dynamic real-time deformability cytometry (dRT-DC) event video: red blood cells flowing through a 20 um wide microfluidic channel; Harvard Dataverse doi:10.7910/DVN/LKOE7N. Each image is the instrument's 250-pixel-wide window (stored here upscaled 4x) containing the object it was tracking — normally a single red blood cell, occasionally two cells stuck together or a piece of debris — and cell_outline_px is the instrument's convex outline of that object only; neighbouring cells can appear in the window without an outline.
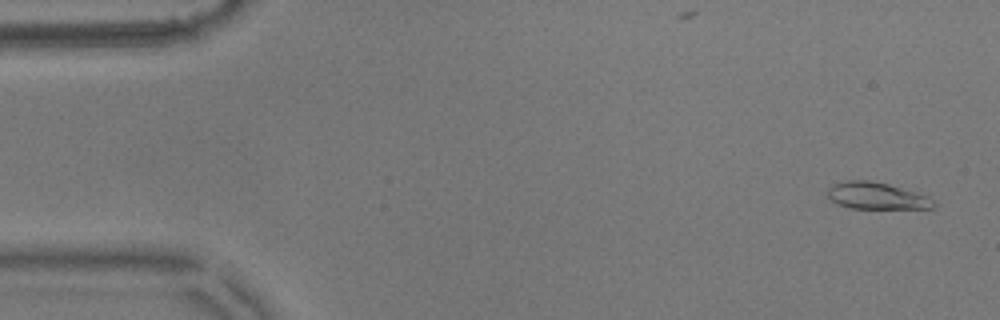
{"species": "common noctule bat (a hibernating species)", "species_latin": "Nyctalus noctula", "temperature_condition": "warm", "stored_images_in_passage": 56, "camera_frame_rate_fps": 3000, "um_per_image_px": 0.085, "animal": {"sex": "male", "body_mass_g": 17.9}, "frame": {"image": 1, "passage_image": 3, "time_ms": 0.667, "image_size_px": [1000, 320], "cell_outline_px": [[936, 204], [932, 208], [852, 208], [836, 204], [828, 196], [828, 188], [832, 184], [848, 180], [868, 180], [888, 184], [928, 196]], "centroid_in_image_um": [74.47, 16.64], "position_along_channel_um": 10.5, "area_um2": 16.36}}
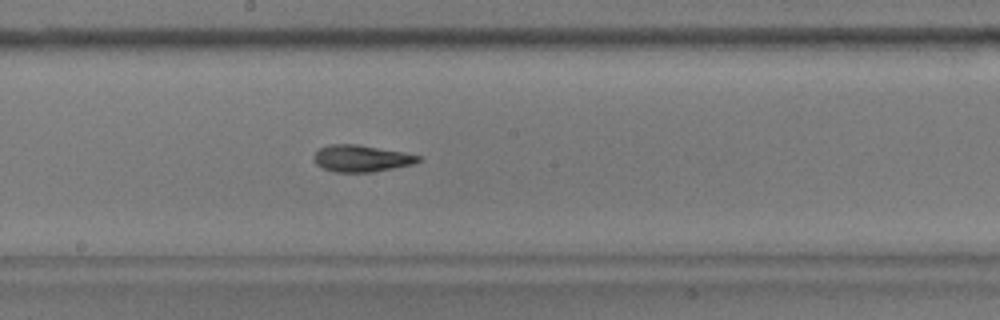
{"frame": {"image": 2, "passage_image": 30, "time_ms": 9.667, "image_size_px": [1000, 320], "cell_outline_px": [[420, 160], [412, 164], [372, 172], [332, 172], [316, 164], [312, 160], [312, 156], [320, 148], [328, 144], [356, 144], [404, 152], [420, 156]], "centroid_in_image_um": [30.65, 13.46], "position_along_channel_um": 217.5, "area_um2": 16.24}}
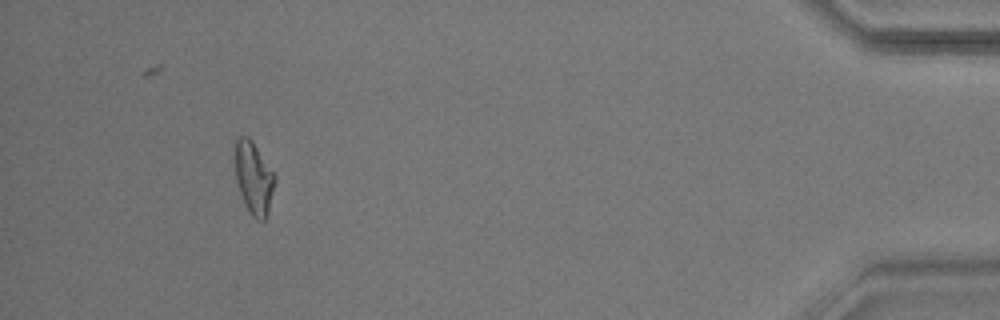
{"frame": {"image": 3, "passage_image": 52, "time_ms": 17.0, "image_size_px": [1000, 320], "cell_outline_px": [[276, 180], [268, 212], [264, 220], [256, 220], [248, 212], [244, 204], [236, 180], [232, 144], [236, 136], [248, 136], [252, 140], [276, 176]], "centroid_in_image_um": [21.52, 15.06], "position_along_channel_um": 413.7, "area_um2": 17.34}, "authors_computed_cell_mechanics": {"area_um2": 16.5597, "velocity_mm_per_s": 3.5994, "shape_relaxation_time_tau1_ms": null, "shape_relaxation_time_tau2_ms": 4.0121, "deformation_change_tau1": null, "deformation_change_tau2": 0.1196}}